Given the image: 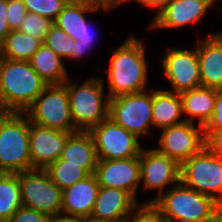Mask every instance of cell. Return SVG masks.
<instances>
[{
  "mask_svg": "<svg viewBox=\"0 0 222 222\" xmlns=\"http://www.w3.org/2000/svg\"><path fill=\"white\" fill-rule=\"evenodd\" d=\"M89 132L94 139L98 160L136 157L143 149L136 135L119 126L109 117Z\"/></svg>",
  "mask_w": 222,
  "mask_h": 222,
  "instance_id": "30bf717a",
  "label": "cell"
},
{
  "mask_svg": "<svg viewBox=\"0 0 222 222\" xmlns=\"http://www.w3.org/2000/svg\"><path fill=\"white\" fill-rule=\"evenodd\" d=\"M29 62L48 85L63 84L69 78L62 58L44 43Z\"/></svg>",
  "mask_w": 222,
  "mask_h": 222,
  "instance_id": "603a6c76",
  "label": "cell"
},
{
  "mask_svg": "<svg viewBox=\"0 0 222 222\" xmlns=\"http://www.w3.org/2000/svg\"><path fill=\"white\" fill-rule=\"evenodd\" d=\"M206 222H222V207Z\"/></svg>",
  "mask_w": 222,
  "mask_h": 222,
  "instance_id": "60d3db41",
  "label": "cell"
},
{
  "mask_svg": "<svg viewBox=\"0 0 222 222\" xmlns=\"http://www.w3.org/2000/svg\"><path fill=\"white\" fill-rule=\"evenodd\" d=\"M216 0H170L152 19L150 29H178L201 20Z\"/></svg>",
  "mask_w": 222,
  "mask_h": 222,
  "instance_id": "9a60e30c",
  "label": "cell"
},
{
  "mask_svg": "<svg viewBox=\"0 0 222 222\" xmlns=\"http://www.w3.org/2000/svg\"><path fill=\"white\" fill-rule=\"evenodd\" d=\"M10 32L7 19V0H0V44Z\"/></svg>",
  "mask_w": 222,
  "mask_h": 222,
  "instance_id": "8d00e7d4",
  "label": "cell"
},
{
  "mask_svg": "<svg viewBox=\"0 0 222 222\" xmlns=\"http://www.w3.org/2000/svg\"><path fill=\"white\" fill-rule=\"evenodd\" d=\"M150 90L110 98L109 118L138 138L152 137V87Z\"/></svg>",
  "mask_w": 222,
  "mask_h": 222,
  "instance_id": "9c48e42d",
  "label": "cell"
},
{
  "mask_svg": "<svg viewBox=\"0 0 222 222\" xmlns=\"http://www.w3.org/2000/svg\"><path fill=\"white\" fill-rule=\"evenodd\" d=\"M94 175L99 186L127 191L137 201L140 155L127 159L98 160Z\"/></svg>",
  "mask_w": 222,
  "mask_h": 222,
  "instance_id": "5bb4252c",
  "label": "cell"
},
{
  "mask_svg": "<svg viewBox=\"0 0 222 222\" xmlns=\"http://www.w3.org/2000/svg\"><path fill=\"white\" fill-rule=\"evenodd\" d=\"M151 115L152 124L159 131L185 122L184 118L181 120L183 107L180 94L152 88Z\"/></svg>",
  "mask_w": 222,
  "mask_h": 222,
  "instance_id": "44dd1931",
  "label": "cell"
},
{
  "mask_svg": "<svg viewBox=\"0 0 222 222\" xmlns=\"http://www.w3.org/2000/svg\"><path fill=\"white\" fill-rule=\"evenodd\" d=\"M205 147L212 153L222 156V127L203 128Z\"/></svg>",
  "mask_w": 222,
  "mask_h": 222,
  "instance_id": "e575fe53",
  "label": "cell"
},
{
  "mask_svg": "<svg viewBox=\"0 0 222 222\" xmlns=\"http://www.w3.org/2000/svg\"><path fill=\"white\" fill-rule=\"evenodd\" d=\"M180 182L222 206V156L204 146L180 165Z\"/></svg>",
  "mask_w": 222,
  "mask_h": 222,
  "instance_id": "8992f818",
  "label": "cell"
},
{
  "mask_svg": "<svg viewBox=\"0 0 222 222\" xmlns=\"http://www.w3.org/2000/svg\"><path fill=\"white\" fill-rule=\"evenodd\" d=\"M126 1L130 0H95V6L99 7L100 10L103 9L104 11H110L114 9L116 6L118 7L120 4L125 3Z\"/></svg>",
  "mask_w": 222,
  "mask_h": 222,
  "instance_id": "74e56055",
  "label": "cell"
},
{
  "mask_svg": "<svg viewBox=\"0 0 222 222\" xmlns=\"http://www.w3.org/2000/svg\"><path fill=\"white\" fill-rule=\"evenodd\" d=\"M24 114L30 122L60 131L77 132L65 82L47 85Z\"/></svg>",
  "mask_w": 222,
  "mask_h": 222,
  "instance_id": "52a82bcc",
  "label": "cell"
},
{
  "mask_svg": "<svg viewBox=\"0 0 222 222\" xmlns=\"http://www.w3.org/2000/svg\"><path fill=\"white\" fill-rule=\"evenodd\" d=\"M52 25L53 21L51 19L27 12L18 31L27 33L28 35L44 41L45 36Z\"/></svg>",
  "mask_w": 222,
  "mask_h": 222,
  "instance_id": "f546056e",
  "label": "cell"
},
{
  "mask_svg": "<svg viewBox=\"0 0 222 222\" xmlns=\"http://www.w3.org/2000/svg\"><path fill=\"white\" fill-rule=\"evenodd\" d=\"M47 214L21 206L6 222H50Z\"/></svg>",
  "mask_w": 222,
  "mask_h": 222,
  "instance_id": "836d02e7",
  "label": "cell"
},
{
  "mask_svg": "<svg viewBox=\"0 0 222 222\" xmlns=\"http://www.w3.org/2000/svg\"><path fill=\"white\" fill-rule=\"evenodd\" d=\"M131 1V0H130ZM136 2H139L140 4L151 7V8H156L158 12L160 9H162L170 0H135Z\"/></svg>",
  "mask_w": 222,
  "mask_h": 222,
  "instance_id": "f35d334b",
  "label": "cell"
},
{
  "mask_svg": "<svg viewBox=\"0 0 222 222\" xmlns=\"http://www.w3.org/2000/svg\"><path fill=\"white\" fill-rule=\"evenodd\" d=\"M144 190H155L160 196L168 185L180 182V165L155 148H143L140 153V182Z\"/></svg>",
  "mask_w": 222,
  "mask_h": 222,
  "instance_id": "4fadbf2b",
  "label": "cell"
},
{
  "mask_svg": "<svg viewBox=\"0 0 222 222\" xmlns=\"http://www.w3.org/2000/svg\"><path fill=\"white\" fill-rule=\"evenodd\" d=\"M185 121L194 123L198 118L199 125L203 128L212 118L216 99V89L199 86L195 89L180 93Z\"/></svg>",
  "mask_w": 222,
  "mask_h": 222,
  "instance_id": "7402d4cb",
  "label": "cell"
},
{
  "mask_svg": "<svg viewBox=\"0 0 222 222\" xmlns=\"http://www.w3.org/2000/svg\"><path fill=\"white\" fill-rule=\"evenodd\" d=\"M72 132L48 128L30 122V154L32 169H45L56 162Z\"/></svg>",
  "mask_w": 222,
  "mask_h": 222,
  "instance_id": "2e32d148",
  "label": "cell"
},
{
  "mask_svg": "<svg viewBox=\"0 0 222 222\" xmlns=\"http://www.w3.org/2000/svg\"><path fill=\"white\" fill-rule=\"evenodd\" d=\"M162 58V69L173 90V93L195 89L202 86L197 54V43L193 50L169 48Z\"/></svg>",
  "mask_w": 222,
  "mask_h": 222,
  "instance_id": "7c38bea8",
  "label": "cell"
},
{
  "mask_svg": "<svg viewBox=\"0 0 222 222\" xmlns=\"http://www.w3.org/2000/svg\"><path fill=\"white\" fill-rule=\"evenodd\" d=\"M48 84L28 61L0 57V111L24 113Z\"/></svg>",
  "mask_w": 222,
  "mask_h": 222,
  "instance_id": "7a4b0ae2",
  "label": "cell"
},
{
  "mask_svg": "<svg viewBox=\"0 0 222 222\" xmlns=\"http://www.w3.org/2000/svg\"><path fill=\"white\" fill-rule=\"evenodd\" d=\"M69 2H85L89 4H94L95 5V0H68Z\"/></svg>",
  "mask_w": 222,
  "mask_h": 222,
  "instance_id": "ee69618b",
  "label": "cell"
},
{
  "mask_svg": "<svg viewBox=\"0 0 222 222\" xmlns=\"http://www.w3.org/2000/svg\"><path fill=\"white\" fill-rule=\"evenodd\" d=\"M27 9L23 0H7V19L10 31L19 29Z\"/></svg>",
  "mask_w": 222,
  "mask_h": 222,
  "instance_id": "d6a6232c",
  "label": "cell"
},
{
  "mask_svg": "<svg viewBox=\"0 0 222 222\" xmlns=\"http://www.w3.org/2000/svg\"><path fill=\"white\" fill-rule=\"evenodd\" d=\"M137 203L125 190L100 186L89 218L127 219Z\"/></svg>",
  "mask_w": 222,
  "mask_h": 222,
  "instance_id": "d6986e66",
  "label": "cell"
},
{
  "mask_svg": "<svg viewBox=\"0 0 222 222\" xmlns=\"http://www.w3.org/2000/svg\"><path fill=\"white\" fill-rule=\"evenodd\" d=\"M222 127V89H216V99L212 118L204 128Z\"/></svg>",
  "mask_w": 222,
  "mask_h": 222,
  "instance_id": "d590c367",
  "label": "cell"
},
{
  "mask_svg": "<svg viewBox=\"0 0 222 222\" xmlns=\"http://www.w3.org/2000/svg\"><path fill=\"white\" fill-rule=\"evenodd\" d=\"M148 202H153L165 219L185 218L192 222H206L222 207L213 198L181 182Z\"/></svg>",
  "mask_w": 222,
  "mask_h": 222,
  "instance_id": "5b68a950",
  "label": "cell"
},
{
  "mask_svg": "<svg viewBox=\"0 0 222 222\" xmlns=\"http://www.w3.org/2000/svg\"><path fill=\"white\" fill-rule=\"evenodd\" d=\"M107 78L109 98L147 90V63L145 46L141 39L130 35L112 51ZM146 89V90H145Z\"/></svg>",
  "mask_w": 222,
  "mask_h": 222,
  "instance_id": "6da1fadb",
  "label": "cell"
},
{
  "mask_svg": "<svg viewBox=\"0 0 222 222\" xmlns=\"http://www.w3.org/2000/svg\"><path fill=\"white\" fill-rule=\"evenodd\" d=\"M27 12L41 15L53 22L68 4V0H23Z\"/></svg>",
  "mask_w": 222,
  "mask_h": 222,
  "instance_id": "f1b7e54d",
  "label": "cell"
},
{
  "mask_svg": "<svg viewBox=\"0 0 222 222\" xmlns=\"http://www.w3.org/2000/svg\"><path fill=\"white\" fill-rule=\"evenodd\" d=\"M126 222H166V219L153 202L146 201L134 206Z\"/></svg>",
  "mask_w": 222,
  "mask_h": 222,
  "instance_id": "4dcf8cb0",
  "label": "cell"
},
{
  "mask_svg": "<svg viewBox=\"0 0 222 222\" xmlns=\"http://www.w3.org/2000/svg\"><path fill=\"white\" fill-rule=\"evenodd\" d=\"M86 222H126V219H95L87 218Z\"/></svg>",
  "mask_w": 222,
  "mask_h": 222,
  "instance_id": "ab89813d",
  "label": "cell"
},
{
  "mask_svg": "<svg viewBox=\"0 0 222 222\" xmlns=\"http://www.w3.org/2000/svg\"><path fill=\"white\" fill-rule=\"evenodd\" d=\"M195 125L185 121L162 129L156 150L181 165L205 146L203 127Z\"/></svg>",
  "mask_w": 222,
  "mask_h": 222,
  "instance_id": "8fae6325",
  "label": "cell"
},
{
  "mask_svg": "<svg viewBox=\"0 0 222 222\" xmlns=\"http://www.w3.org/2000/svg\"><path fill=\"white\" fill-rule=\"evenodd\" d=\"M99 187L95 175L91 174L74 185L63 189L61 217L67 219L89 218Z\"/></svg>",
  "mask_w": 222,
  "mask_h": 222,
  "instance_id": "e0dca14e",
  "label": "cell"
},
{
  "mask_svg": "<svg viewBox=\"0 0 222 222\" xmlns=\"http://www.w3.org/2000/svg\"><path fill=\"white\" fill-rule=\"evenodd\" d=\"M22 206L47 214L52 219L61 217L62 189L53 183L44 169L18 172Z\"/></svg>",
  "mask_w": 222,
  "mask_h": 222,
  "instance_id": "ba28073f",
  "label": "cell"
},
{
  "mask_svg": "<svg viewBox=\"0 0 222 222\" xmlns=\"http://www.w3.org/2000/svg\"><path fill=\"white\" fill-rule=\"evenodd\" d=\"M92 25L87 21L82 26L80 36L74 42L73 48L71 49V59H80L85 56V53L92 50L95 42V35L92 30Z\"/></svg>",
  "mask_w": 222,
  "mask_h": 222,
  "instance_id": "1f68e13d",
  "label": "cell"
},
{
  "mask_svg": "<svg viewBox=\"0 0 222 222\" xmlns=\"http://www.w3.org/2000/svg\"><path fill=\"white\" fill-rule=\"evenodd\" d=\"M74 42L65 31L58 28L55 24L50 27L43 41L45 45L62 59L70 58L69 60H71V49L73 48Z\"/></svg>",
  "mask_w": 222,
  "mask_h": 222,
  "instance_id": "83f0119b",
  "label": "cell"
},
{
  "mask_svg": "<svg viewBox=\"0 0 222 222\" xmlns=\"http://www.w3.org/2000/svg\"><path fill=\"white\" fill-rule=\"evenodd\" d=\"M98 10L99 7L94 4L85 2H68L58 14L53 24L65 31L70 38L76 41L80 36L83 24L89 21L85 14L94 13Z\"/></svg>",
  "mask_w": 222,
  "mask_h": 222,
  "instance_id": "d4e9b609",
  "label": "cell"
},
{
  "mask_svg": "<svg viewBox=\"0 0 222 222\" xmlns=\"http://www.w3.org/2000/svg\"><path fill=\"white\" fill-rule=\"evenodd\" d=\"M51 181L60 189H65L85 179L89 174L81 168V165L65 164V161H56L44 169Z\"/></svg>",
  "mask_w": 222,
  "mask_h": 222,
  "instance_id": "4316f807",
  "label": "cell"
},
{
  "mask_svg": "<svg viewBox=\"0 0 222 222\" xmlns=\"http://www.w3.org/2000/svg\"><path fill=\"white\" fill-rule=\"evenodd\" d=\"M21 206L18 173L0 172V222H6Z\"/></svg>",
  "mask_w": 222,
  "mask_h": 222,
  "instance_id": "484cf974",
  "label": "cell"
},
{
  "mask_svg": "<svg viewBox=\"0 0 222 222\" xmlns=\"http://www.w3.org/2000/svg\"><path fill=\"white\" fill-rule=\"evenodd\" d=\"M197 54L202 86L222 89V32L199 40Z\"/></svg>",
  "mask_w": 222,
  "mask_h": 222,
  "instance_id": "ac0fdd59",
  "label": "cell"
},
{
  "mask_svg": "<svg viewBox=\"0 0 222 222\" xmlns=\"http://www.w3.org/2000/svg\"><path fill=\"white\" fill-rule=\"evenodd\" d=\"M50 222H86L85 219H67V218H57V219H52Z\"/></svg>",
  "mask_w": 222,
  "mask_h": 222,
  "instance_id": "b9f144b4",
  "label": "cell"
},
{
  "mask_svg": "<svg viewBox=\"0 0 222 222\" xmlns=\"http://www.w3.org/2000/svg\"><path fill=\"white\" fill-rule=\"evenodd\" d=\"M57 161H65V164L81 165V168L89 175L94 174L98 158L91 133L89 131L72 133L68 137Z\"/></svg>",
  "mask_w": 222,
  "mask_h": 222,
  "instance_id": "ffe728a7",
  "label": "cell"
},
{
  "mask_svg": "<svg viewBox=\"0 0 222 222\" xmlns=\"http://www.w3.org/2000/svg\"><path fill=\"white\" fill-rule=\"evenodd\" d=\"M30 120L24 113H0V172L32 170Z\"/></svg>",
  "mask_w": 222,
  "mask_h": 222,
  "instance_id": "3957f363",
  "label": "cell"
},
{
  "mask_svg": "<svg viewBox=\"0 0 222 222\" xmlns=\"http://www.w3.org/2000/svg\"><path fill=\"white\" fill-rule=\"evenodd\" d=\"M65 81L71 115L77 131H90L109 117V96L103 77H89L81 85Z\"/></svg>",
  "mask_w": 222,
  "mask_h": 222,
  "instance_id": "277c9868",
  "label": "cell"
},
{
  "mask_svg": "<svg viewBox=\"0 0 222 222\" xmlns=\"http://www.w3.org/2000/svg\"><path fill=\"white\" fill-rule=\"evenodd\" d=\"M166 222H192L185 218H174V219H166Z\"/></svg>",
  "mask_w": 222,
  "mask_h": 222,
  "instance_id": "7bdbcfd3",
  "label": "cell"
},
{
  "mask_svg": "<svg viewBox=\"0 0 222 222\" xmlns=\"http://www.w3.org/2000/svg\"><path fill=\"white\" fill-rule=\"evenodd\" d=\"M42 44L41 39L27 33L19 32L18 30L10 31L0 44V57L29 62Z\"/></svg>",
  "mask_w": 222,
  "mask_h": 222,
  "instance_id": "cb8c5ba5",
  "label": "cell"
}]
</instances>
